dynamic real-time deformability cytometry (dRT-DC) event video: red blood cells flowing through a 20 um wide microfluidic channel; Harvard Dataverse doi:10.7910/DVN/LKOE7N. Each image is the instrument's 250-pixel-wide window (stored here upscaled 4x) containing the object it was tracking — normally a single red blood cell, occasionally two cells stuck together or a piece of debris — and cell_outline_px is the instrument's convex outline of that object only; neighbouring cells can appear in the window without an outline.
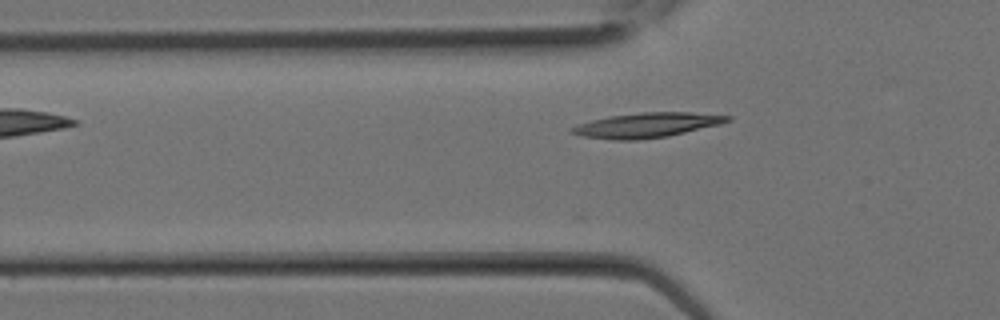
{"species": "Egyptian fruit bat (a non-hibernating species)", "species_latin": "Rousettus aegyptiacus", "temperature_condition": "room temperature", "stored_images_in_passage": 3, "camera_frame_rate_fps": 3000, "um_per_image_px": 0.085, "animal": {"sex": "female"}, "frame": {"image": 1, "passage_image": 2, "time_ms": 0.333, "image_size_px": [1000, 320], "cell_outline_px": [[732, 120], [720, 124], [668, 136], [640, 140], [612, 140], [584, 136], [568, 132], [568, 128], [576, 124], [592, 120], [612, 116], [640, 112], [692, 112], [732, 116]], "centroid_in_image_um": [54.96, 10.64], "position_along_channel_um": 70.8, "area_um2": 22.54}}